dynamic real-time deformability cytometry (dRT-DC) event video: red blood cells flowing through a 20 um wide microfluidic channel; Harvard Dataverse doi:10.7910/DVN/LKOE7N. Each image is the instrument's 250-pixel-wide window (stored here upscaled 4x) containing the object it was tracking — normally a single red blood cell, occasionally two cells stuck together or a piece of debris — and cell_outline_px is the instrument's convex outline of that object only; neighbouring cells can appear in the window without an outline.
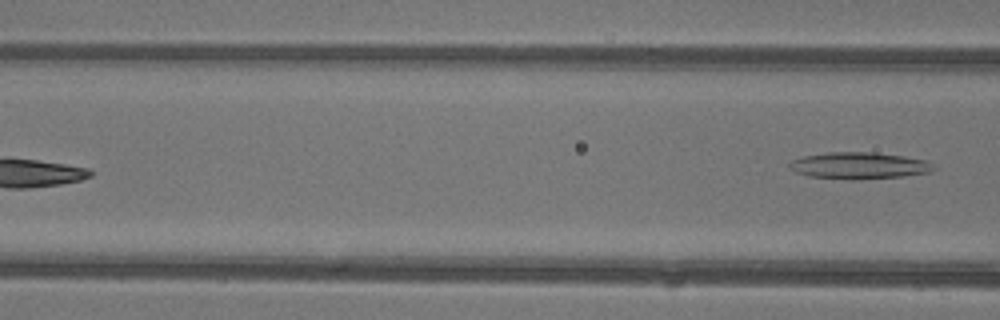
{"species": "common noctule bat (a hibernating species)", "species_latin": "Nyctalus noctula", "temperature_condition": "warm", "stored_images_in_passage": 6, "camera_frame_rate_fps": 3000, "um_per_image_px": 0.085, "animal": {"sex": "female"}, "frame": {"image": 1, "passage_image": 6, "time_ms": 1.667, "image_size_px": [1000, 320], "cell_outline_px": [[936, 168], [928, 172], [904, 176], [856, 180], [852, 180], [808, 176], [796, 172], [788, 168], [788, 164], [792, 160], [804, 156], [828, 152], [876, 152], [904, 156], [928, 160]], "centroid_in_image_um": [73.02, 14.07], "position_along_channel_um": 93.6, "area_um2": 22.6}}